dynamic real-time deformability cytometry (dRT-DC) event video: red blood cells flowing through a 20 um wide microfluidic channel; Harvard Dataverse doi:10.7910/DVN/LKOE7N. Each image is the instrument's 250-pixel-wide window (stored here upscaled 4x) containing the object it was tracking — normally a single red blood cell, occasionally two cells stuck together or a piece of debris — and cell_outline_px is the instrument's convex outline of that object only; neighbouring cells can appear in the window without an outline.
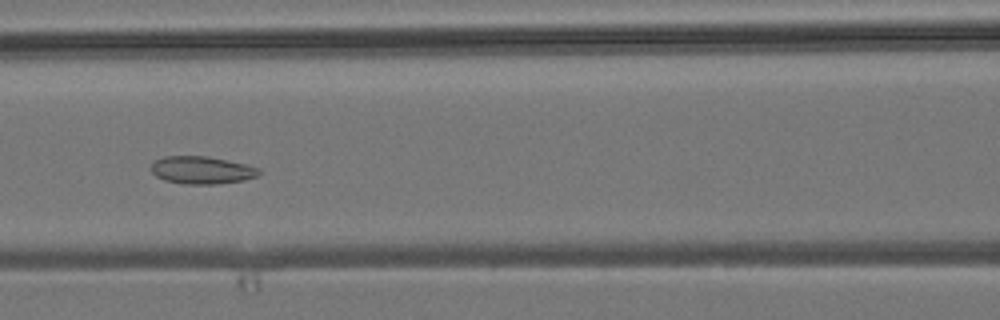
{"species": "common noctule bat (a hibernating species)", "species_latin": "Nyctalus noctula", "temperature_condition": "room temperature", "stored_images_in_passage": 10, "camera_frame_rate_fps": 3000, "um_per_image_px": 0.085, "animal": {"sex": "male", "body_mass_g": 19.2, "forearm_length_mm": 51.8}, "frame": {"image": 1, "passage_image": 7, "time_ms": 7.0, "image_size_px": [1000, 320], "cell_outline_px": [[260, 172], [256, 176], [244, 180], [216, 184], [184, 184], [164, 180], [156, 176], [152, 172], [152, 164], [156, 160], [164, 156], [208, 156], [248, 164], [260, 168]], "centroid_in_image_um": [17.17, 14.45], "position_along_channel_um": 149.4, "area_um2": 17.4}}
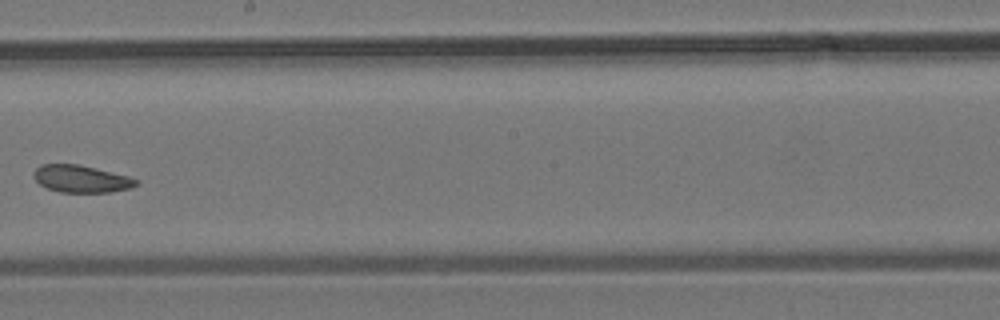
{"frame": {"image": 2, "passage_image": 9, "time_ms": 9.333, "image_size_px": [1000, 320], "cell_outline_px": [[140, 184], [132, 188], [108, 192], [60, 192], [48, 188], [40, 184], [32, 176], [32, 172], [40, 164], [80, 164], [128, 176], [140, 180]], "centroid_in_image_um": [6.92, 15.19], "position_along_channel_um": 241.3, "area_um2": 16.42}}
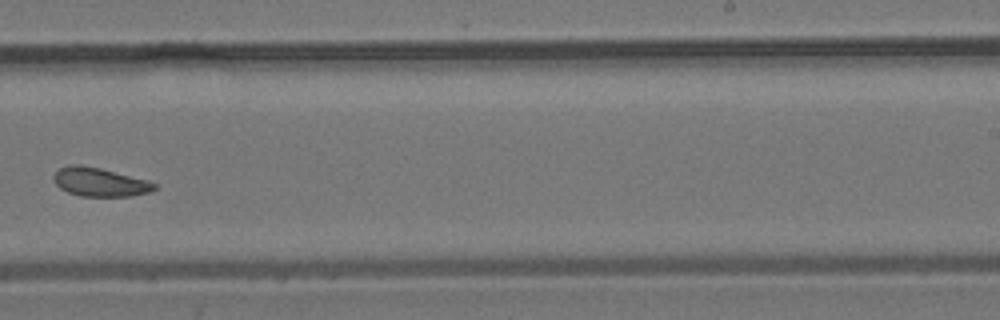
{"frame": {"image": 3, "passage_image": 10, "time_ms": 10.333, "image_size_px": [1000, 320], "cell_outline_px": [[156, 188], [148, 192], [128, 196], [80, 196], [68, 192], [60, 188], [56, 184], [52, 176], [60, 168], [72, 164], [80, 164], [100, 168], [148, 180], [156, 184]], "centroid_in_image_um": [8.46, 15.47], "position_along_channel_um": 280.5, "area_um2": 16.7}}